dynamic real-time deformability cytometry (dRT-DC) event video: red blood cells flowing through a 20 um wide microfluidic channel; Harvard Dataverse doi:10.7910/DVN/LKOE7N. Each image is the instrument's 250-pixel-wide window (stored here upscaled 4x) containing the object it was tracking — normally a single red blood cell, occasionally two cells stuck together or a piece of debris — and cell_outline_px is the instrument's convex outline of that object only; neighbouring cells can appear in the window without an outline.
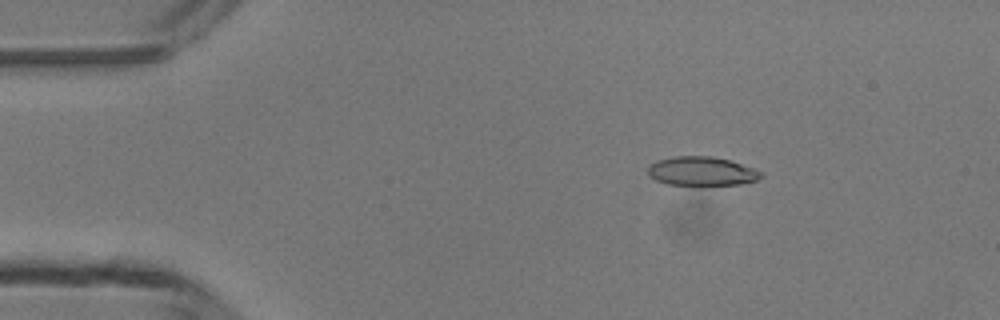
{"species": "common noctule bat (a hibernating species)", "species_latin": "Nyctalus noctula", "temperature_condition": "room temperature", "stored_images_in_passage": 4, "camera_frame_rate_fps": 3000, "um_per_image_px": 0.085, "animal": {"sex": "male", "body_mass_g": 13.3}, "frame": {"image": 1, "passage_image": 3, "time_ms": 2.333, "image_size_px": [1000, 320], "cell_outline_px": [[764, 176], [756, 180], [740, 184], [668, 184], [656, 180], [648, 172], [648, 164], [656, 160], [672, 156], [712, 156], [728, 160], [752, 168], [760, 172]], "centroid_in_image_um": [59.6, 14.53], "position_along_channel_um": 25.4, "area_um2": 18.73}}